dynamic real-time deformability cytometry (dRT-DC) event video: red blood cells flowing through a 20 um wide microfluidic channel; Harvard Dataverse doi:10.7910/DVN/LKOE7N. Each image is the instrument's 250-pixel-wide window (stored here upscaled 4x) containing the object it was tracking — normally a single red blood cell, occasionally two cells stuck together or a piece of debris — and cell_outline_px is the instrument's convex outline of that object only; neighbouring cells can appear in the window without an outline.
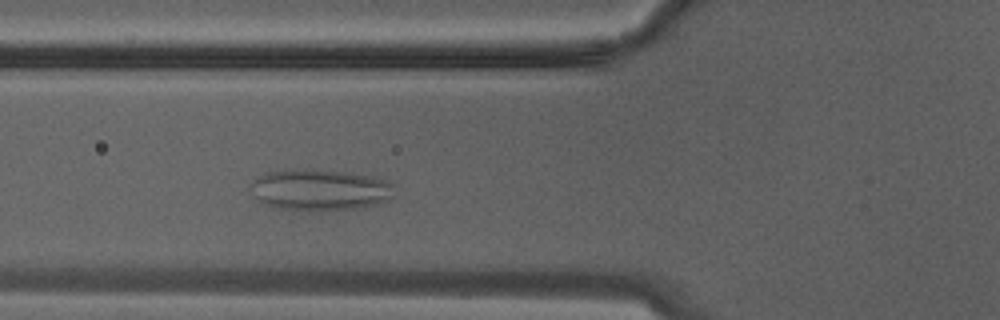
{"species": "Egyptian fruit bat (a non-hibernating species)", "species_latin": "Rousettus aegyptiacus", "temperature_condition": "warm", "stored_images_in_passage": 5, "camera_frame_rate_fps": 3000, "um_per_image_px": 0.085, "animal": {"sex": "male"}, "frame": {"image": 1, "passage_image": 5, "time_ms": 1.333, "image_size_px": [1000, 320], "cell_outline_px": [[392, 196], [388, 200], [380, 204], [356, 208], [308, 212], [276, 208], [264, 204], [252, 196], [252, 184], [260, 176], [268, 172], [304, 168], [352, 172], [372, 176], [388, 180], [392, 184]], "centroid_in_image_um": [27.21, 16.15], "position_along_channel_um": 98.6, "area_um2": 35.08}}